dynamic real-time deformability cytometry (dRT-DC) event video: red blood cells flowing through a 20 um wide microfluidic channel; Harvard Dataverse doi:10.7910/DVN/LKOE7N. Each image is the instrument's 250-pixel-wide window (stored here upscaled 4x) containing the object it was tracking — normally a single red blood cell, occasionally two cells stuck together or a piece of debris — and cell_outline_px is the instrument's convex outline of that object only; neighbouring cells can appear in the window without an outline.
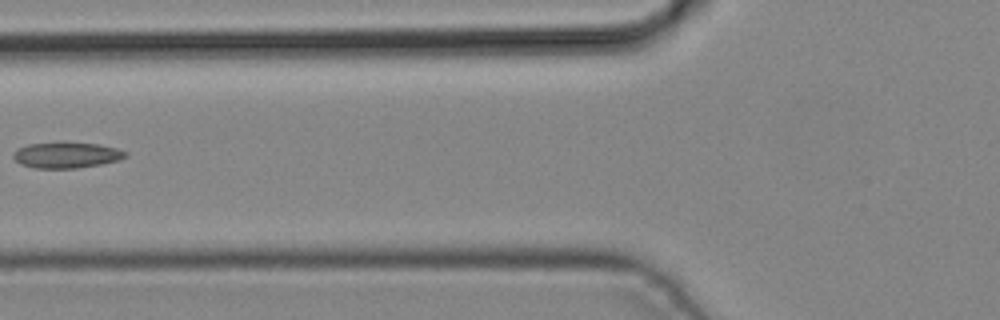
{"species": "common noctule bat (a hibernating species)", "species_latin": "Nyctalus noctula", "temperature_condition": "cold", "stored_images_in_passage": 5, "camera_frame_rate_fps": 3000, "um_per_image_px": 0.085, "animal": {"sex": "male", "body_mass_g": 19.2, "forearm_length_mm": 51.8}, "frame": {"image": 1, "passage_image": 5, "time_ms": 1.333, "image_size_px": [1000, 320], "cell_outline_px": [[128, 156], [120, 160], [100, 164], [76, 168], [32, 168], [20, 164], [12, 156], [12, 152], [16, 148], [28, 144], [100, 144], [116, 148], [128, 152]], "centroid_in_image_um": [5.64, 13.21], "position_along_channel_um": 120.2, "area_um2": 16.59}}